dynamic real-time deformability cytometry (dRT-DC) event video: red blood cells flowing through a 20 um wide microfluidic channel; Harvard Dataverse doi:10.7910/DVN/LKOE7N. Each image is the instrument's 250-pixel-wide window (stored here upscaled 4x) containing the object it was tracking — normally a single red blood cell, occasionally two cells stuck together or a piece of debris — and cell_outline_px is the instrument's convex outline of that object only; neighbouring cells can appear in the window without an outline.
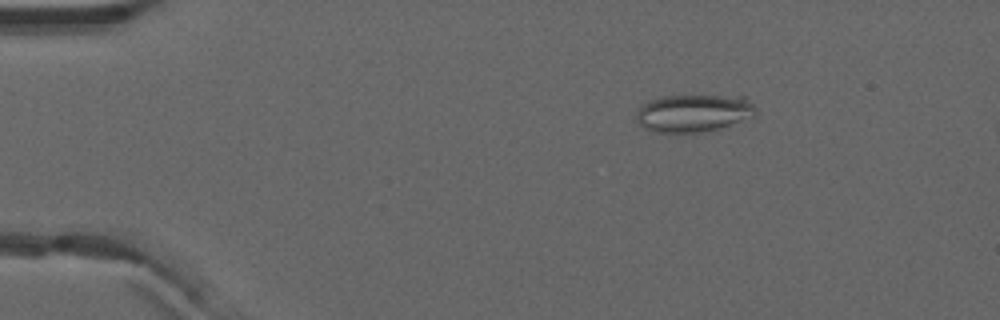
{"species": "common noctule bat (a hibernating species)", "species_latin": "Nyctalus noctula", "temperature_condition": "warm", "stored_images_in_passage": 15, "camera_frame_rate_fps": 3000, "um_per_image_px": 0.085, "animal": {"sex": "male", "forearm_length_mm": 52.5}, "frame": {"image": 1, "passage_image": 9, "time_ms": 2.667, "image_size_px": [1000, 320], "cell_outline_px": [[756, 116], [720, 128], [700, 132], [656, 132], [644, 128], [636, 120], [636, 112], [640, 104], [648, 100], [664, 96], [744, 96], [756, 108]], "centroid_in_image_um": [58.93, 9.61], "position_along_channel_um": 26.1, "area_um2": 26.24}}